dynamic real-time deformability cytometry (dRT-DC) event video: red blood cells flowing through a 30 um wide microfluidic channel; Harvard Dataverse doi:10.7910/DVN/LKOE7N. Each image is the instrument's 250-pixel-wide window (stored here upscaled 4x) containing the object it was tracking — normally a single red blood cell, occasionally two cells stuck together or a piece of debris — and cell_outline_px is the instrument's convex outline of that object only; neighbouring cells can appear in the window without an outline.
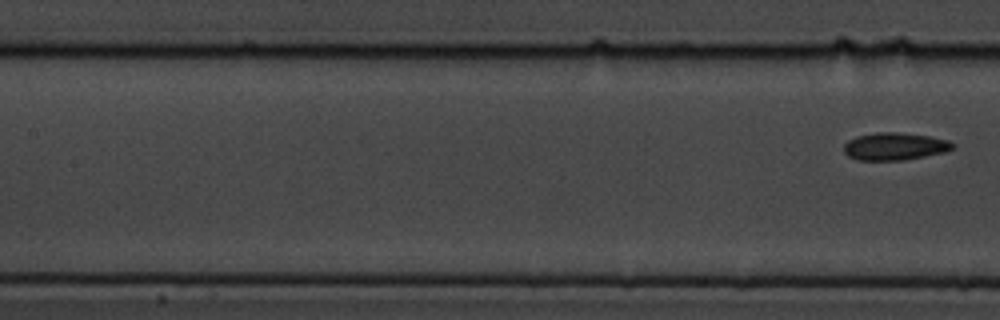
{"species": "common noctule bat (a hibernating species)", "species_latin": "Nyctalus noctula", "temperature_condition": "cold", "stored_images_in_passage": 9, "segment_of_instrument_passage": [2, 2], "camera_frame_rate_fps": 3000, "um_per_image_px": 0.085, "animal": {"sex": "male", "body_mass_g": 19.5, "forearm_length_mm": 54.6}, "frame": {"image": 1, "passage_image": 9, "time_ms": 2.667, "image_size_px": [1000, 320], "cell_outline_px": [[956, 148], [944, 152], [904, 160], [856, 160], [848, 156], [844, 152], [844, 144], [848, 140], [856, 136], [876, 132], [896, 132], [928, 136], [948, 140], [956, 144]], "centroid_in_image_um": [76.05, 12.44], "position_along_channel_um": 131.4, "area_um2": 17.51}}